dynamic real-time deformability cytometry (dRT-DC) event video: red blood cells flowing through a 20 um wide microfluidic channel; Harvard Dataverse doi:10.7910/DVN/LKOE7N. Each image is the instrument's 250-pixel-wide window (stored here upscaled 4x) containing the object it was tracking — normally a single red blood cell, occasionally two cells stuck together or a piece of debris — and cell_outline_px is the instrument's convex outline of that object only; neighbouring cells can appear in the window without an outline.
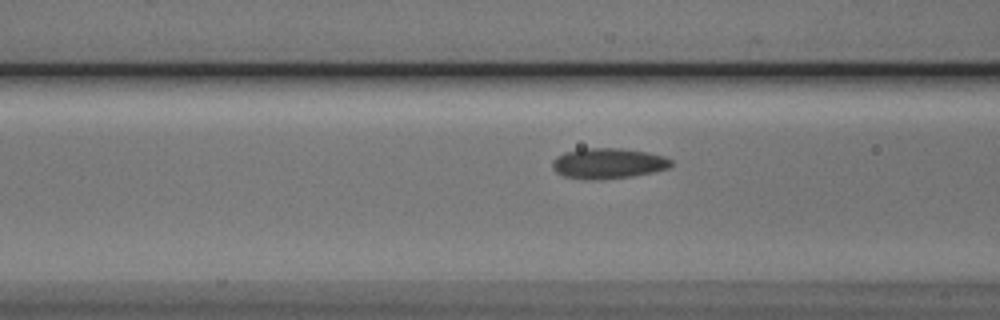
{"species": "Egyptian fruit bat (a non-hibernating species)", "species_latin": "Rousettus aegyptiacus", "temperature_condition": "cold", "stored_images_in_passage": 12, "camera_frame_rate_fps": 3000, "um_per_image_px": 0.085, "animal": {"sex": "male"}, "frame": {"image": 1, "passage_image": 10, "time_ms": 3.0, "image_size_px": [1000, 320], "cell_outline_px": [[672, 164], [668, 168], [652, 172], [632, 176], [564, 176], [556, 172], [552, 168], [552, 160], [556, 156], [564, 152], [580, 148], [624, 148], [648, 152], [664, 156], [672, 160]], "centroid_in_image_um": [51.71, 13.81], "position_along_channel_um": 114.9, "area_um2": 20.23}}